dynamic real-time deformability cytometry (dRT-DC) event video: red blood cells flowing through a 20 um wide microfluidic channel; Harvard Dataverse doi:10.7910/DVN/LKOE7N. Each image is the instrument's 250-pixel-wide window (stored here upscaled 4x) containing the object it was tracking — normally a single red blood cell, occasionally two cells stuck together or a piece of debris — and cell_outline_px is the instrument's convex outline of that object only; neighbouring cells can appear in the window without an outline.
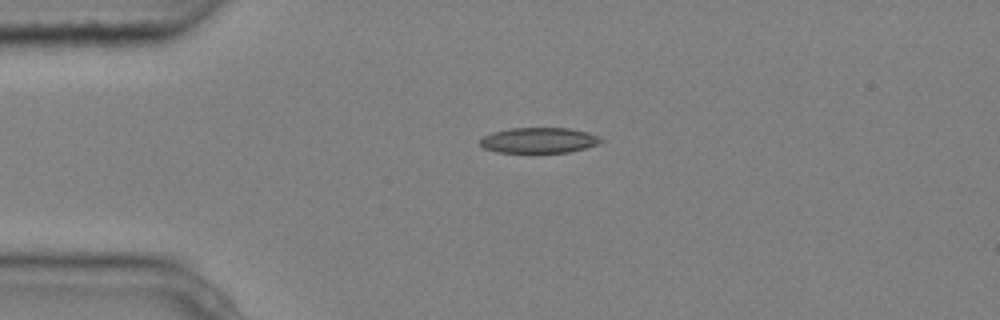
{"species": "common noctule bat (a hibernating species)", "species_latin": "Nyctalus noctula", "temperature_condition": "cold", "stored_images_in_passage": 5, "camera_frame_rate_fps": 3000, "um_per_image_px": 0.085, "animal": {"sex": "male", "body_mass_g": 20.4}, "frame": {"image": 1, "passage_image": 3, "time_ms": 0.667, "image_size_px": [1000, 320], "cell_outline_px": [[604, 140], [596, 144], [584, 148], [568, 152], [496, 152], [484, 148], [480, 144], [480, 140], [484, 136], [492, 132], [512, 128], [568, 128], [588, 132], [600, 136]], "centroid_in_image_um": [45.81, 11.92], "position_along_channel_um": 39.2, "area_um2": 17.8}}
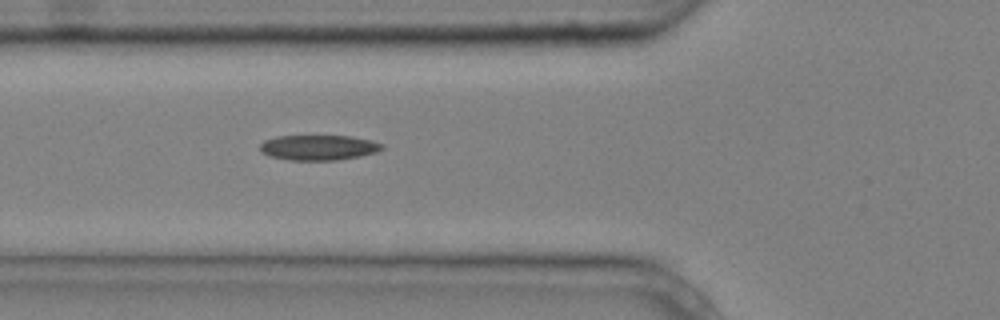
{"frame": {"image": 2, "passage_image": 5, "time_ms": 1.333, "image_size_px": [1000, 320], "cell_outline_px": [[384, 148], [376, 152], [360, 156], [336, 160], [288, 160], [268, 156], [260, 152], [260, 144], [264, 140], [276, 136], [348, 136], [372, 140], [384, 144]], "centroid_in_image_um": [27.05, 12.54], "position_along_channel_um": 98.7, "area_um2": 18.03}}